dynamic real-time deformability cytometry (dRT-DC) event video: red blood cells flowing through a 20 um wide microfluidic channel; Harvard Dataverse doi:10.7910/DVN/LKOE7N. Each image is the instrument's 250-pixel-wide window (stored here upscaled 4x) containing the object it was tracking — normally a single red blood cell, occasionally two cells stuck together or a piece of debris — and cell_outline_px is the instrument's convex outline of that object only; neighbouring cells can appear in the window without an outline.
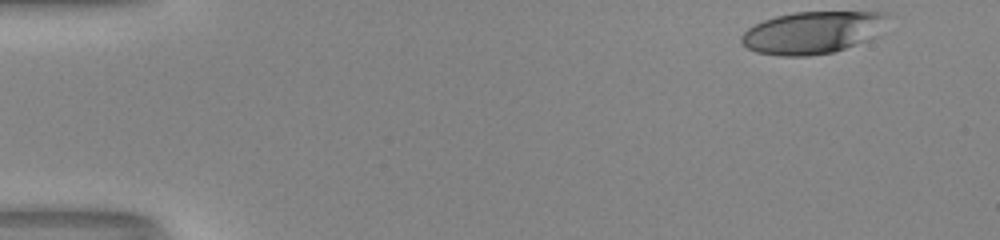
{"species": "human", "species_latin": "Homo sapiens", "temperature_condition": "room temperature", "stored_images_in_passage": 40, "camera_frame_rate_fps": 3000, "um_per_image_px": 0.085, "donor": {"sex": "male"}, "frame": {"image": 1, "passage_image": 1, "time_ms": 0.0, "image_size_px": [1000, 240], "cell_outline_px": [[888, 16], [864, 40], [856, 44], [832, 52], [808, 56], [780, 56], [756, 52], [748, 48], [740, 40], [740, 36], [748, 28], [764, 20], [776, 16], [796, 12], [888, 12]], "centroid_in_image_um": [68.92, 2.76], "position_along_channel_um": 16.1, "area_um2": 34.91}}
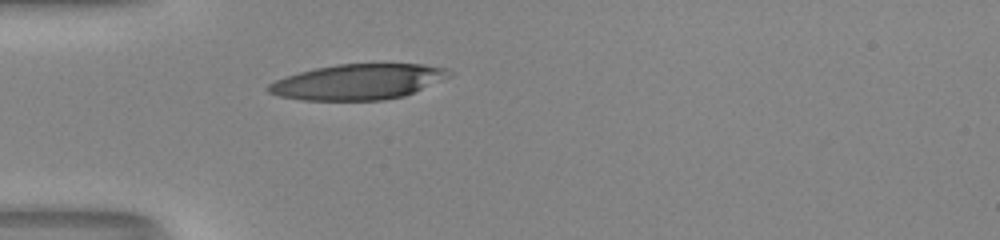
{"frame": {"image": 2, "passage_image": 13, "time_ms": 4.0, "image_size_px": [1000, 240], "cell_outline_px": [[452, 72], [448, 76], [404, 96], [384, 100], [304, 100], [280, 96], [268, 92], [264, 88], [268, 84], [284, 76], [316, 68], [336, 64], [424, 64], [448, 68]], "centroid_in_image_um": [30.38, 6.95], "position_along_channel_um": 54.6, "area_um2": 37.11}}
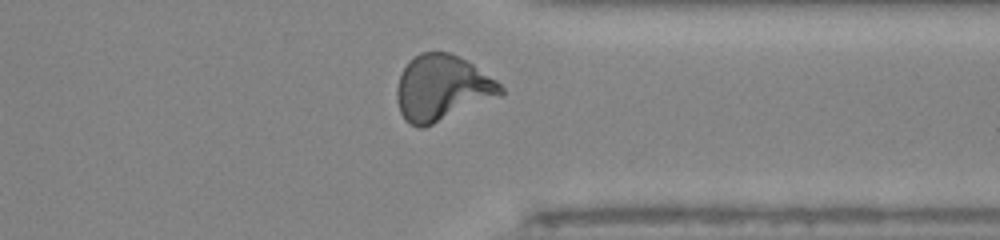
{"frame": {"image": 3, "passage_image": 37, "time_ms": 12.0, "image_size_px": [1000, 240], "cell_outline_px": [[504, 92], [500, 96], [424, 128], [416, 128], [408, 124], [404, 120], [400, 112], [396, 100], [396, 88], [400, 76], [408, 60], [420, 52], [448, 52], [468, 60], [496, 80], [504, 88]], "centroid_in_image_um": [37.55, 7.49], "position_along_channel_um": 373.8, "area_um2": 40.06}, "authors_computed_cell_mechanics": {"area_um2": 37.2232, "velocity_mm_per_s": 4.1389, "shape_relaxation_time_tau1_ms": 11.1001, "shape_relaxation_time_tau2_ms": 1.7085, "deformation_change_tau1": 0.3716, "deformation_change_tau2": 0.0884}}